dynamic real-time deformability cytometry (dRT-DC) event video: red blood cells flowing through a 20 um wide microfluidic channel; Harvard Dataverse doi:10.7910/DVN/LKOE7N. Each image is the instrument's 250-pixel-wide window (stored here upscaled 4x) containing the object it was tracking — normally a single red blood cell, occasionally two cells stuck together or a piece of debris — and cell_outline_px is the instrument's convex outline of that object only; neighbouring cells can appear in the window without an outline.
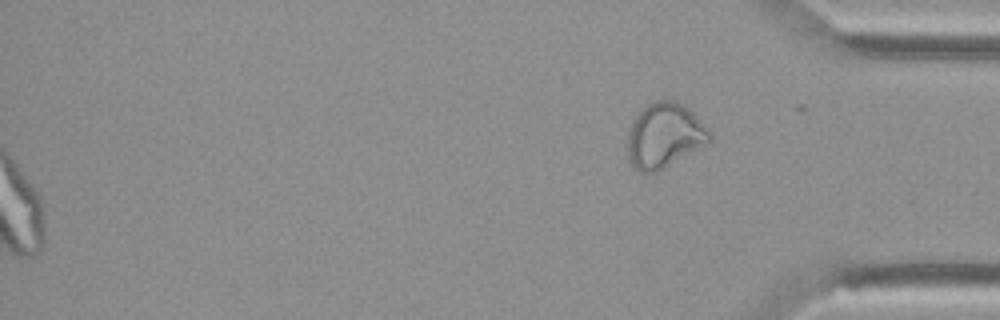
{"species": "Egyptian fruit bat (a non-hibernating species)", "species_latin": "Rousettus aegyptiacus", "temperature_condition": "cold", "stored_images_in_passage": 48, "camera_frame_rate_fps": 3000, "um_per_image_px": 0.085, "animal": {"sex": "female"}, "frame": {"image": 1, "passage_image": 48, "time_ms": 15.667, "image_size_px": [1000, 320], "cell_outline_px": [[712, 144], [656, 172], [640, 172], [632, 168], [628, 160], [628, 132], [632, 120], [652, 100], [660, 96], [676, 100], [684, 104], [692, 112], [712, 136]], "centroid_in_image_um": [56.49, 11.51], "position_along_channel_um": 378.7, "area_um2": 31.79}}